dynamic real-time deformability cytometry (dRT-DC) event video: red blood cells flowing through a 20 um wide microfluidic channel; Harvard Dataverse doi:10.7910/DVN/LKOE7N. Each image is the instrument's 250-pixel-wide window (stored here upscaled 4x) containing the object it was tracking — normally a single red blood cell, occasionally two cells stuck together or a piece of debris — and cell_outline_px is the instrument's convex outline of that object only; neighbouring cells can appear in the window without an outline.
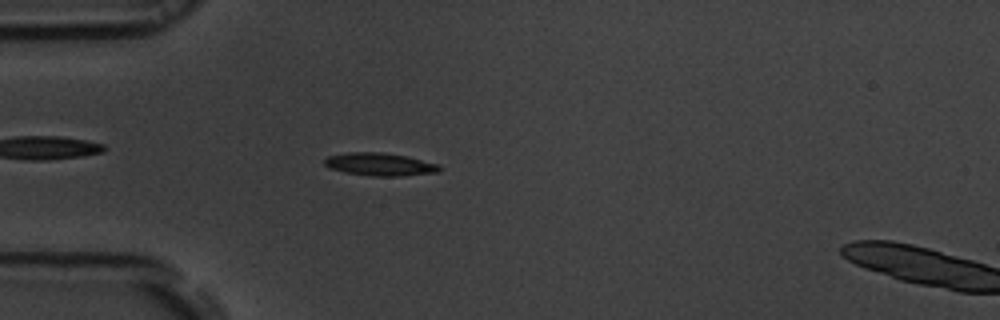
{"species": "common noctule bat (a hibernating species)", "species_latin": "Nyctalus noctula", "temperature_condition": "room temperature", "stored_images_in_passage": 57, "segment_of_instrument_passage": [1, 2], "camera_frame_rate_fps": 3000, "um_per_image_px": 0.085, "animal": {"sex": "male", "body_mass_g": 19.5, "forearm_length_mm": 54.6}, "frame": {"image": 1, "passage_image": 16, "time_ms": 5.0, "image_size_px": [1000, 320], "cell_outline_px": [[440, 172], [404, 176], [372, 176], [344, 172], [332, 168], [324, 164], [324, 160], [328, 156], [348, 152], [384, 152], [404, 156], [440, 164]], "centroid_in_image_um": [32.31, 13.97], "position_along_channel_um": 52.7, "area_um2": 15.26}}
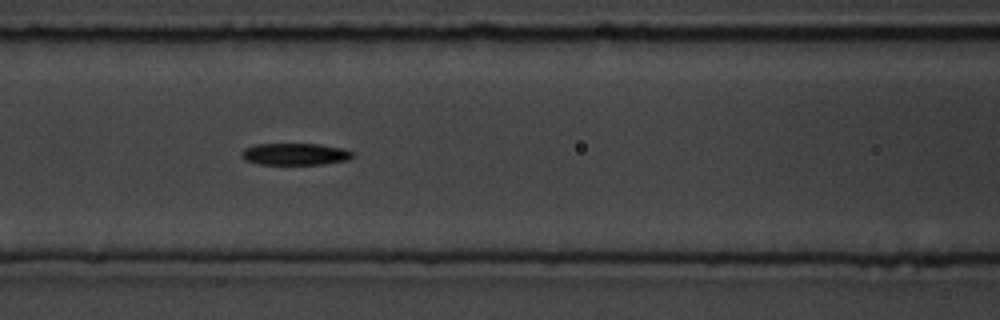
{"frame": {"image": 2, "passage_image": 24, "time_ms": 7.667, "image_size_px": [1000, 320], "cell_outline_px": [[356, 156], [348, 160], [324, 164], [260, 164], [244, 160], [240, 156], [240, 152], [244, 148], [256, 144], [320, 144], [344, 148], [352, 152]], "centroid_in_image_um": [25.09, 13.1], "position_along_channel_um": 141.5, "area_um2": 14.33}}
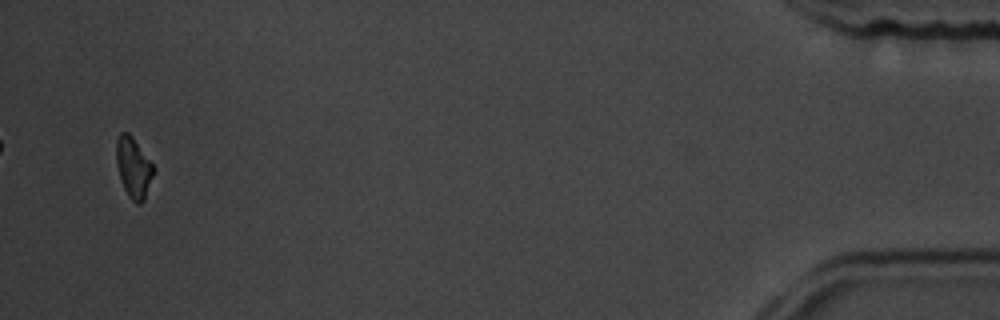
{"frame": {"image": 3, "passage_image": 54, "time_ms": 17.667, "image_size_px": [1000, 320], "cell_outline_px": [[156, 168], [144, 200], [140, 204], [136, 204], [128, 196], [124, 188], [116, 164], [116, 140], [120, 132], [128, 132], [132, 136]], "centroid_in_image_um": [11.35, 14.23], "position_along_channel_um": 423.8, "area_um2": 13.18}}